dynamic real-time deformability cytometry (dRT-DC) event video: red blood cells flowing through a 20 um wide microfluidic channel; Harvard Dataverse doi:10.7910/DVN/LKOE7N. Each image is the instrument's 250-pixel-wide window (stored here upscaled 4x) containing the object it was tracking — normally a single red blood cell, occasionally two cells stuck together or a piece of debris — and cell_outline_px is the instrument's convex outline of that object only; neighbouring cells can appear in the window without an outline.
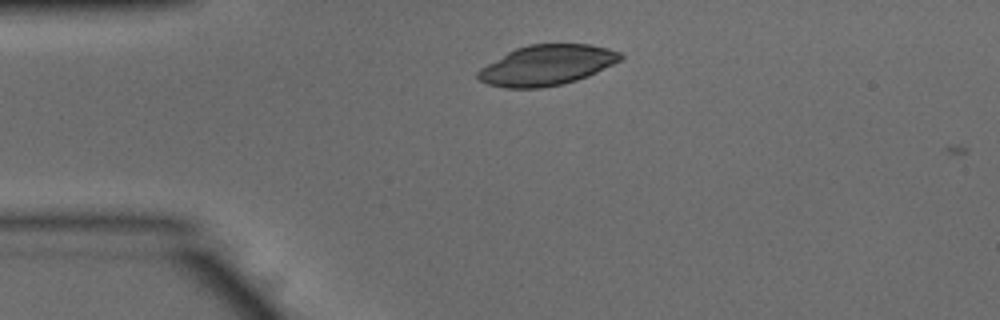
{"species": "common noctule bat (a hibernating species)", "species_latin": "Nyctalus noctula", "temperature_condition": "warm", "stored_images_in_passage": 2, "camera_frame_rate_fps": 3000, "um_per_image_px": 0.085, "animal": {"sex": "male", "body_mass_g": 15.6}, "frame": {"image": 1, "passage_image": 1, "time_ms": 0.0, "image_size_px": [1000, 320], "cell_outline_px": [[624, 56], [620, 60], [588, 76], [576, 80], [560, 84], [540, 88], [504, 88], [488, 84], [480, 80], [476, 76], [476, 72], [480, 68], [508, 52], [516, 48], [528, 44], [588, 44], [608, 48], [620, 52]], "centroid_in_image_um": [46.46, 5.54], "position_along_channel_um": 38.5, "area_um2": 33.23}}